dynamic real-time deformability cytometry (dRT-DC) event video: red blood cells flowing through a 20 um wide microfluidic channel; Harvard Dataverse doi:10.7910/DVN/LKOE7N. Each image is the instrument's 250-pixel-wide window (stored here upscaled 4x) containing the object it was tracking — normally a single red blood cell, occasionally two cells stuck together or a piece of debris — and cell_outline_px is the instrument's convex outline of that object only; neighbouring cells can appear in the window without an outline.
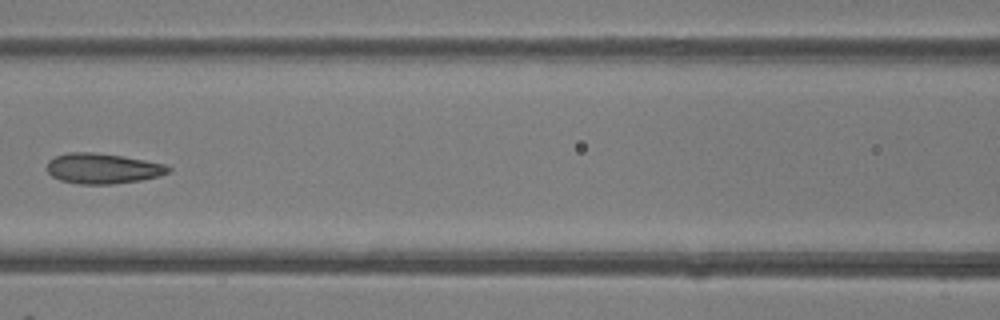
{"species": "common noctule bat (a hibernating species)", "species_latin": "Nyctalus noctula", "temperature_condition": "room temperature", "stored_images_in_passage": 7, "camera_frame_rate_fps": 3000, "um_per_image_px": 0.085, "animal": {"sex": "female"}, "frame": {"image": 1, "passage_image": 6, "time_ms": 1.667, "image_size_px": [1000, 320], "cell_outline_px": [[172, 168], [168, 172], [160, 176], [140, 180], [112, 184], [80, 184], [60, 180], [52, 176], [48, 172], [48, 160], [56, 156], [68, 152], [92, 152], [120, 156], [144, 160], [164, 164]], "centroid_in_image_um": [8.72, 14.32], "position_along_channel_um": 157.9, "area_um2": 21.27}}
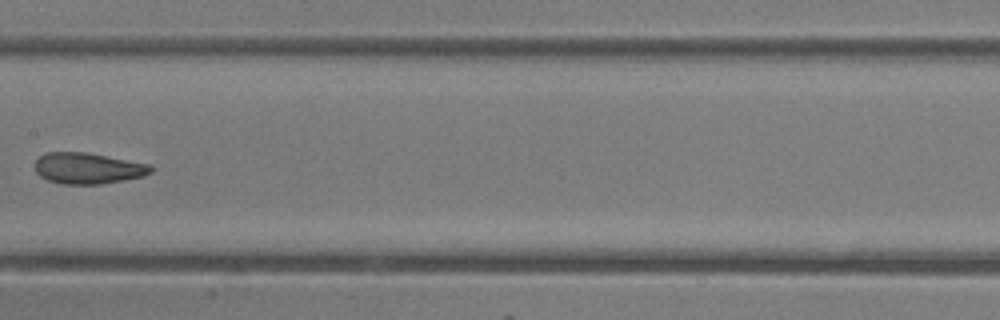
{"frame": {"image": 2, "passage_image": 7, "time_ms": 2.0, "image_size_px": [1000, 320], "cell_outline_px": [[152, 172], [144, 176], [124, 180], [100, 184], [60, 184], [48, 180], [40, 176], [36, 172], [36, 160], [44, 152], [84, 152], [152, 164]], "centroid_in_image_um": [7.48, 14.3], "position_along_channel_um": 199.9, "area_um2": 21.04}}